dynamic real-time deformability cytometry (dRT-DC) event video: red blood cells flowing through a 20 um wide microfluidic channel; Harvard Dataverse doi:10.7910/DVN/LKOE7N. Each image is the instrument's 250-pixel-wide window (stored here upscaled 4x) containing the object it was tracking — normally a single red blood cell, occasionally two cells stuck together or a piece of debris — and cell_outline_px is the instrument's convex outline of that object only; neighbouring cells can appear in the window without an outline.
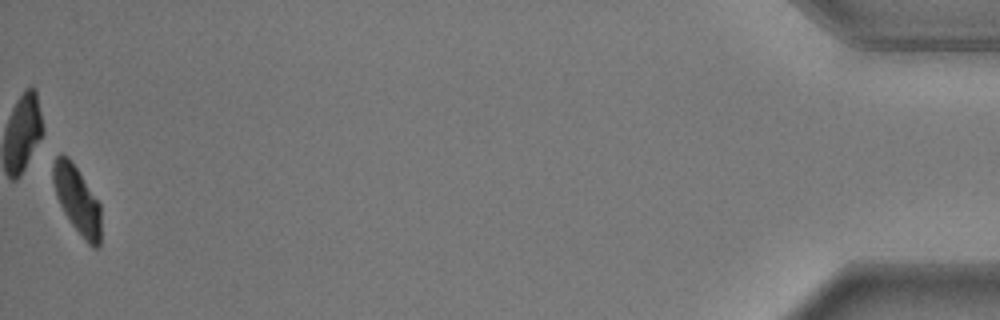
{"species": "common noctule bat (a hibernating species)", "species_latin": "Nyctalus noctula", "temperature_condition": "warm", "stored_images_in_passage": 55, "camera_frame_rate_fps": 3000, "um_per_image_px": 0.085, "animal": {"sex": "male", "body_mass_g": 17.9}, "frame": {"image": 1, "passage_image": 55, "time_ms": 18.0, "image_size_px": [1000, 320], "cell_outline_px": [[100, 244], [96, 248], [92, 248], [88, 244], [72, 224], [64, 212], [56, 196], [52, 180], [52, 164], [56, 156], [60, 152], [68, 156], [100, 204]], "centroid_in_image_um": [6.53, 16.97], "position_along_channel_um": 428.7, "area_um2": 18.67}, "authors_computed_cell_mechanics": {"area_um2": 20.1144, "velocity_mm_per_s": 3.6288, "shape_relaxation_time_tau1_ms": 1.6205, "shape_relaxation_time_tau2_ms": null, "deformation_change_tau1": 0.1422, "deformation_change_tau2": null}}